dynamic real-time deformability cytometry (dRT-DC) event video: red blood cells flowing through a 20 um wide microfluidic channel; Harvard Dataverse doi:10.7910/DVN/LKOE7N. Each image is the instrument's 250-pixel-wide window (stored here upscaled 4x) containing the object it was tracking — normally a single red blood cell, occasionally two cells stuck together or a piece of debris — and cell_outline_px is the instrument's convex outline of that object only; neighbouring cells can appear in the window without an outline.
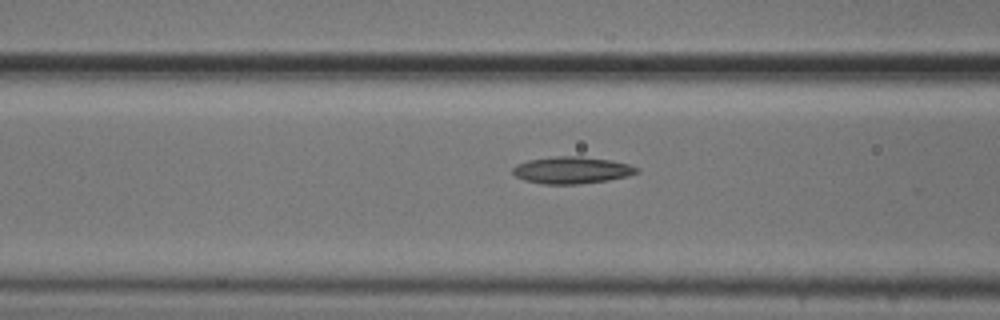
{"species": "common noctule bat (a hibernating species)", "species_latin": "Nyctalus noctula", "temperature_condition": "cold", "stored_images_in_passage": 9, "camera_frame_rate_fps": 3000, "um_per_image_px": 0.085, "animal": {"sex": "male", "body_mass_g": 20.5, "forearm_length_mm": 52.5}, "frame": {"image": 1, "passage_image": 7, "time_ms": 2.0, "image_size_px": [1000, 320], "cell_outline_px": [[640, 172], [628, 176], [608, 180], [580, 184], [544, 184], [524, 180], [516, 176], [512, 172], [512, 168], [516, 164], [528, 160], [552, 156], [580, 156], [612, 160], [628, 164], [640, 168]], "centroid_in_image_um": [48.62, 14.46], "position_along_channel_um": 118.0, "area_um2": 19.65}}